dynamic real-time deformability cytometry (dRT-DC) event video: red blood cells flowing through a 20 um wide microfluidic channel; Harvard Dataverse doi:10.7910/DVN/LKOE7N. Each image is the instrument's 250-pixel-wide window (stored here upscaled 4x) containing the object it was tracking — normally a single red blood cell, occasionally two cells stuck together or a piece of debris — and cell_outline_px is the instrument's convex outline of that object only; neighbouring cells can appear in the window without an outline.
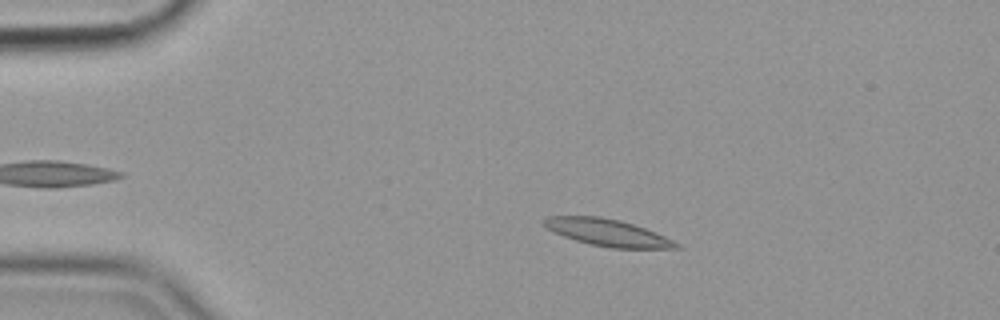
{"species": "common noctule bat (a hibernating species)", "species_latin": "Nyctalus noctula", "temperature_condition": "cold", "stored_images_in_passage": 49, "camera_frame_rate_fps": 3000, "um_per_image_px": 0.085, "animal": {"sex": "female", "body_mass_g": 19.9}, "frame": {"image": 1, "passage_image": 11, "time_ms": 3.333, "image_size_px": [1000, 320], "cell_outline_px": [[680, 248], [612, 248], [592, 244], [576, 240], [552, 232], [540, 220], [548, 216], [600, 216], [620, 220], [656, 232], [680, 244]], "centroid_in_image_um": [51.61, 19.76], "position_along_channel_um": 33.4, "area_um2": 20.58}}
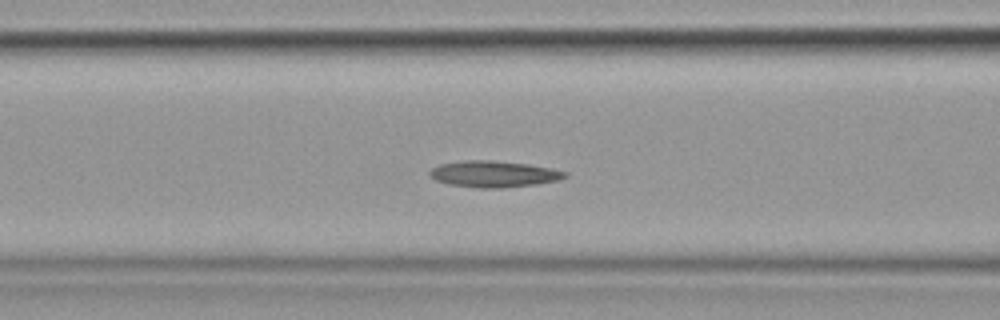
{"frame": {"image": 2, "passage_image": 23, "time_ms": 7.333, "image_size_px": [1000, 320], "cell_outline_px": [[568, 176], [560, 180], [536, 184], [500, 188], [480, 188], [448, 184], [436, 180], [428, 176], [428, 172], [432, 168], [440, 164], [464, 160], [492, 160], [528, 164], [552, 168], [568, 172]], "centroid_in_image_um": [41.98, 14.79], "position_along_channel_um": 124.6, "area_um2": 20.92}}
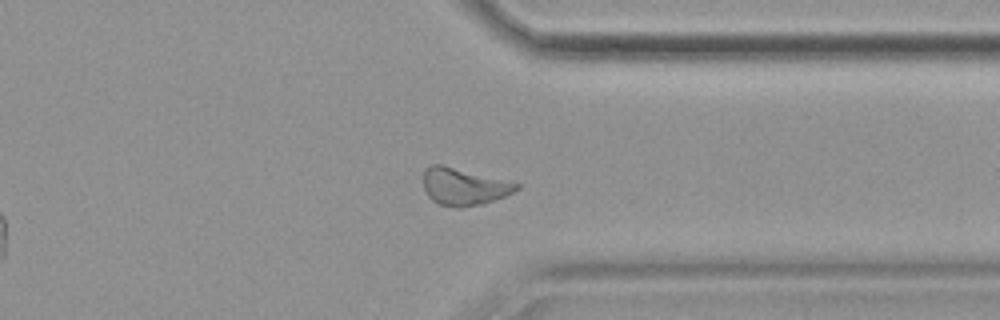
{"frame": {"image": 3, "passage_image": 44, "time_ms": 14.333, "image_size_px": [1000, 320], "cell_outline_px": [[520, 188], [504, 196], [480, 204], [464, 208], [456, 208], [440, 204], [432, 200], [428, 196], [424, 188], [424, 172], [432, 164], [440, 164], [520, 184]], "centroid_in_image_um": [39.4, 15.88], "position_along_channel_um": 372.0, "area_um2": 19.71}, "authors_computed_cell_mechanics": {"area_um2": 20.3456, "velocity_mm_per_s": 3.5472, "shape_relaxation_time_tau1_ms": null, "shape_relaxation_time_tau2_ms": 3.2826, "deformation_change_tau1": null, "deformation_change_tau2": 0.1051}}